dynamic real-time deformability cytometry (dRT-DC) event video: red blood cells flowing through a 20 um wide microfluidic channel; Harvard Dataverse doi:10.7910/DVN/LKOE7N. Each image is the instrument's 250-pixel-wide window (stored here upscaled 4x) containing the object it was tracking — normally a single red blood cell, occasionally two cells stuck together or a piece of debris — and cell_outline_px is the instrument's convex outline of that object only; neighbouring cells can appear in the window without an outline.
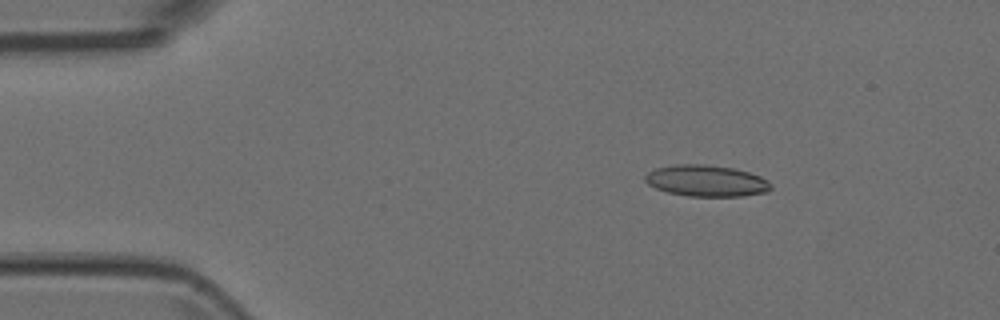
{"species": "Egyptian fruit bat (a non-hibernating species)", "species_latin": "Rousettus aegyptiacus", "temperature_condition": "room temperature", "stored_images_in_passage": 4, "camera_frame_rate_fps": 3000, "um_per_image_px": 0.085, "animal": {"sex": "female"}, "frame": {"image": 1, "passage_image": 2, "time_ms": 0.333, "image_size_px": [1000, 320], "cell_outline_px": [[772, 188], [768, 192], [744, 196], [688, 196], [668, 192], [656, 188], [648, 184], [644, 180], [644, 176], [648, 172], [656, 168], [676, 164], [704, 164], [736, 168], [760, 176], [768, 180], [772, 184]], "centroid_in_image_um": [60.07, 15.36], "position_along_channel_um": 24.9, "area_um2": 23.18}}